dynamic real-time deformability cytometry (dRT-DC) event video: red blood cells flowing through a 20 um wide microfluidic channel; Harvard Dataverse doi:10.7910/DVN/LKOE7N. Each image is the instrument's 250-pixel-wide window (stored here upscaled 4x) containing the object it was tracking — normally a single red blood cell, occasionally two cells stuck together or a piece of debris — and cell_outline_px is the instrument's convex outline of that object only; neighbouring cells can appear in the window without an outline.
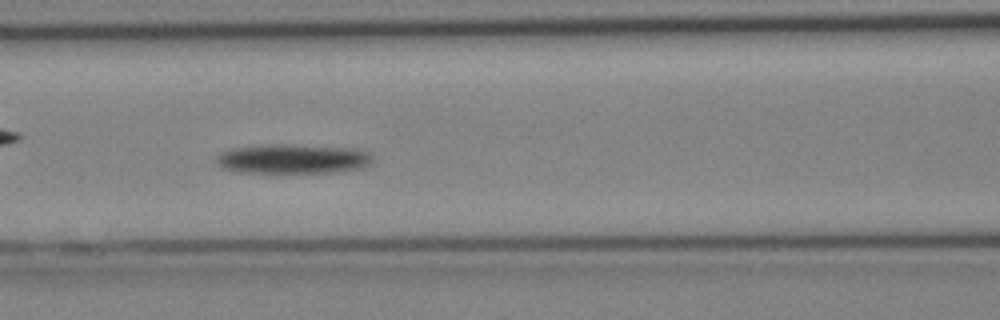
{"species": "Egyptian fruit bat (a non-hibernating species)", "species_latin": "Rousettus aegyptiacus", "temperature_condition": "cold", "stored_images_in_passage": 17, "camera_frame_rate_fps": 3000, "um_per_image_px": 0.085, "animal": {"sex": "female"}, "frame": {"image": 1, "passage_image": 15, "time_ms": 4.667, "image_size_px": [1000, 320], "cell_outline_px": [[372, 160], [364, 168], [332, 172], [236, 172], [220, 168], [216, 164], [216, 156], [232, 148], [264, 144], [292, 144], [356, 148], [368, 152], [372, 156]], "centroid_in_image_um": [24.87, 13.49], "position_along_channel_um": 141.7, "area_um2": 27.11}}
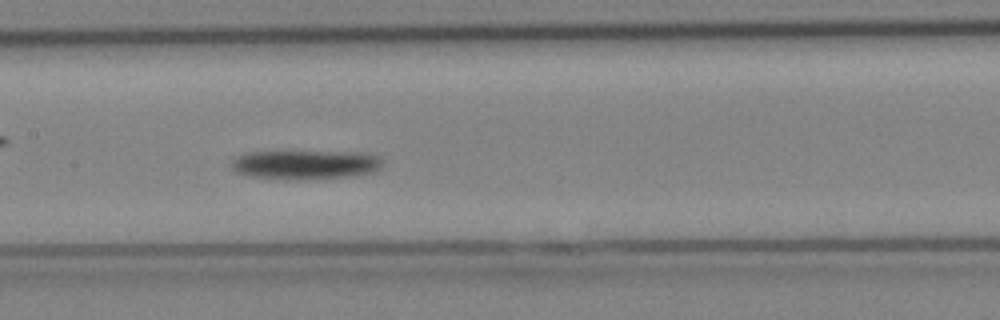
{"frame": {"image": 2, "passage_image": 17, "time_ms": 5.333, "image_size_px": [1000, 320], "cell_outline_px": [[384, 164], [380, 168], [372, 172], [352, 176], [304, 180], [292, 180], [248, 176], [236, 172], [232, 168], [232, 160], [236, 156], [248, 152], [372, 152], [380, 156]], "centroid_in_image_um": [26.01, 14.0], "position_along_channel_um": 181.4, "area_um2": 26.07}}